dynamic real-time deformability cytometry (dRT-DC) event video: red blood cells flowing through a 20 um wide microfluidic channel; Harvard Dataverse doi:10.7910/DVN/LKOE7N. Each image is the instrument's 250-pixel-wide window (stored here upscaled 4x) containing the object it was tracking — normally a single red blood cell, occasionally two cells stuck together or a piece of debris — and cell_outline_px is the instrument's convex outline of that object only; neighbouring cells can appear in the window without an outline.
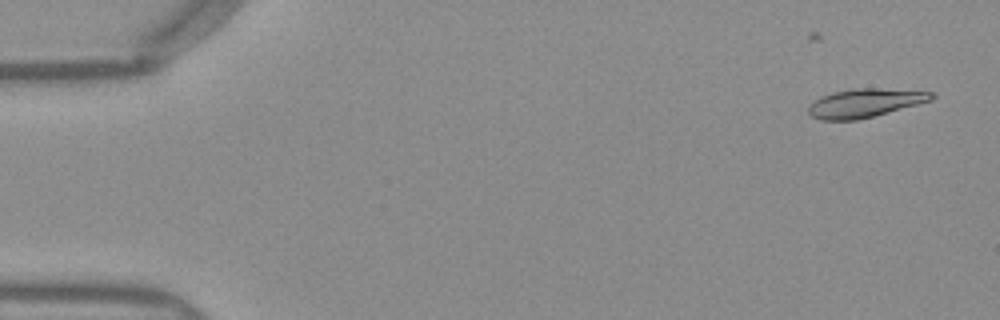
{"species": "Egyptian fruit bat (a non-hibernating species)", "species_latin": "Rousettus aegyptiacus", "temperature_condition": "warm", "stored_images_in_passage": 16, "camera_frame_rate_fps": 3000, "um_per_image_px": 0.085, "frame": {"image": 1, "passage_image": 1, "time_ms": 0.0, "image_size_px": [1000, 320], "cell_outline_px": [[936, 96], [932, 100], [872, 116], [856, 120], [820, 120], [812, 116], [808, 112], [808, 108], [820, 96], [832, 92], [852, 88], [876, 88], [936, 92]], "centroid_in_image_um": [73.52, 8.74], "position_along_channel_um": 11.5, "area_um2": 20.35}}
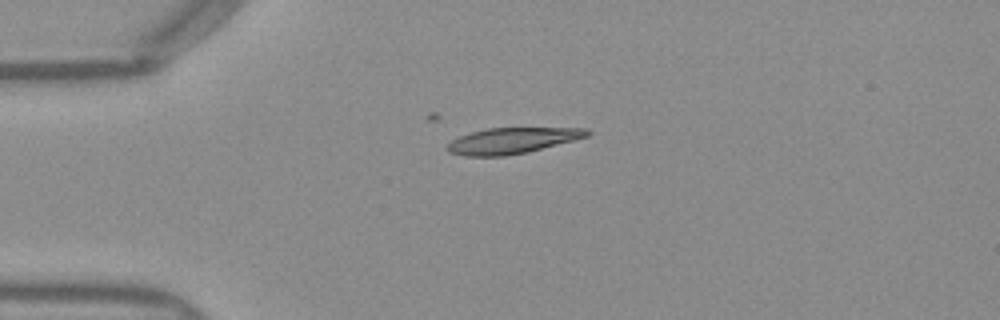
{"frame": {"image": 2, "passage_image": 11, "time_ms": 3.333, "image_size_px": [1000, 320], "cell_outline_px": [[592, 132], [588, 136], [528, 152], [504, 156], [464, 156], [448, 152], [444, 148], [452, 140], [460, 136], [472, 132], [488, 128], [584, 128]], "centroid_in_image_um": [43.49, 11.96], "position_along_channel_um": 41.5, "area_um2": 20.98}}
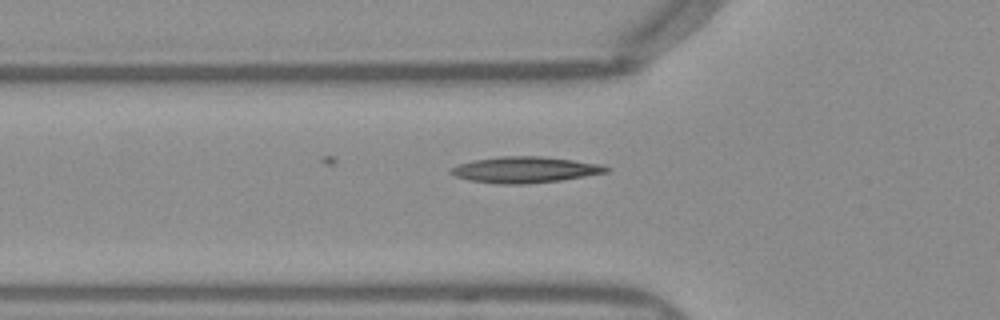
{"frame": {"image": 3, "passage_image": 16, "time_ms": 5.0, "image_size_px": [1000, 320], "cell_outline_px": [[612, 168], [608, 172], [560, 180], [528, 184], [496, 184], [468, 180], [456, 176], [448, 172], [452, 168], [460, 164], [472, 160], [500, 156], [540, 156], [604, 164]], "centroid_in_image_um": [44.64, 14.43], "position_along_channel_um": 81.2, "area_um2": 23.7}}